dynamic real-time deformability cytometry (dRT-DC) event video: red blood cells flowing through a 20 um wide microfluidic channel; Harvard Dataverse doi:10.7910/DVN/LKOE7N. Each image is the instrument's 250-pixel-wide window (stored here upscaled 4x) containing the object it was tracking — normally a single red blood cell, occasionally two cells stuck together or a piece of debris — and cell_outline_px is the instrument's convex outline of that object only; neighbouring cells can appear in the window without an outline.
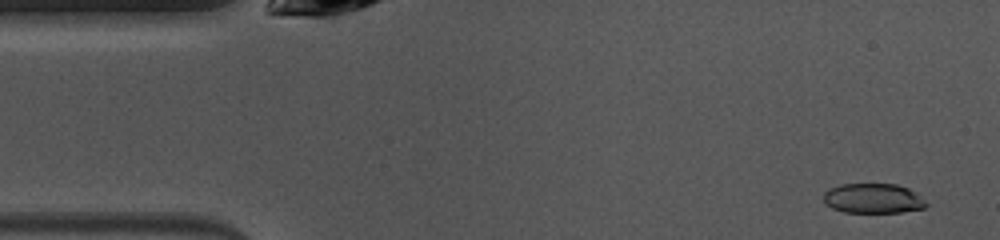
{"species": "common noctule bat (a hibernating species)", "species_latin": "Nyctalus noctula", "temperature_condition": "warm", "stored_images_in_passage": 47, "camera_frame_rate_fps": 3000, "um_per_image_px": 0.085, "animal": {"sex": "female", "body_mass_g": 10.0, "forearm_length_mm": 53.1}, "frame": {"image": 1, "passage_image": 2, "time_ms": 0.333, "image_size_px": [1000, 240], "cell_outline_px": [[928, 204], [924, 208], [900, 212], [844, 212], [832, 208], [824, 204], [824, 192], [840, 184], [896, 184], [908, 188], [920, 196]], "centroid_in_image_um": [74.2, 16.86], "position_along_channel_um": 10.8, "area_um2": 17.74}}
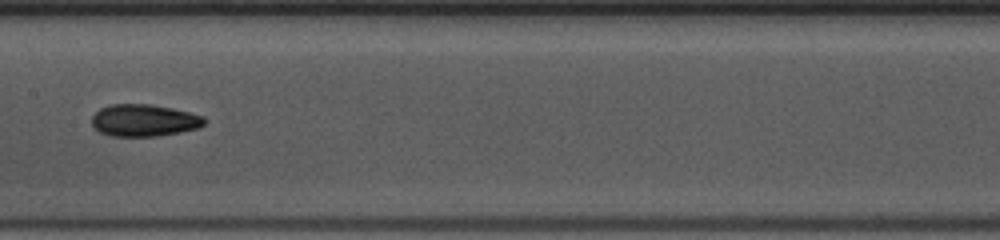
{"frame": {"image": 2, "passage_image": 22, "time_ms": 7.0, "image_size_px": [1000, 240], "cell_outline_px": [[204, 124], [200, 128], [180, 132], [156, 136], [112, 136], [100, 132], [92, 124], [92, 116], [100, 108], [112, 104], [148, 104], [172, 108], [204, 116]], "centroid_in_image_um": [12.25, 10.23], "position_along_channel_um": 195.2, "area_um2": 20.92}}
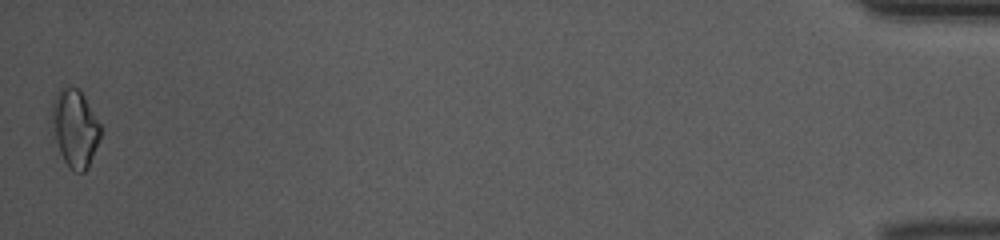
{"frame": {"image": 3, "passage_image": 47, "time_ms": 15.333, "image_size_px": [1000, 240], "cell_outline_px": [[100, 136], [88, 168], [84, 172], [76, 172], [68, 168], [60, 152], [56, 140], [52, 116], [52, 100], [56, 92], [64, 84], [68, 84], [80, 88], [100, 124]], "centroid_in_image_um": [6.36, 10.83], "position_along_channel_um": 428.8, "area_um2": 21.96}, "authors_computed_cell_mechanics": {"area_um2": 19.941, "velocity_mm_per_s": 4.054, "shape_relaxation_time_tau1_ms": 4.5207, "shape_relaxation_time_tau2_ms": 3.7754, "deformation_change_tau1": 0.113, "deformation_change_tau2": 0.1032}}